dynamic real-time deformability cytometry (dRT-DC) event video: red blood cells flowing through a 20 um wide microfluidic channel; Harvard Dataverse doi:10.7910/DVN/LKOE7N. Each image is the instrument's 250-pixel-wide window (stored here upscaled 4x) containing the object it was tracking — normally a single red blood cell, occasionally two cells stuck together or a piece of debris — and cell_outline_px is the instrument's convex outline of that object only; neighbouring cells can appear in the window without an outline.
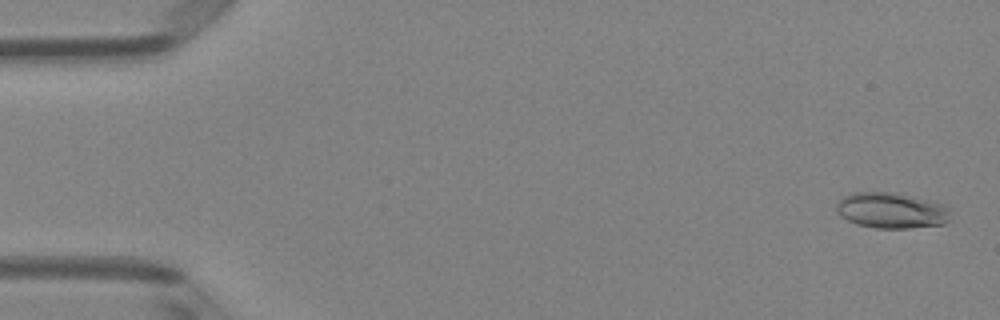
{"species": "Egyptian fruit bat (a non-hibernating species)", "species_latin": "Rousettus aegyptiacus", "temperature_condition": "room temperature", "stored_images_in_passage": 50, "camera_frame_rate_fps": 3000, "um_per_image_px": 0.085, "animal": {"sex": "female"}, "frame": {"image": 1, "passage_image": 2, "time_ms": 0.333, "image_size_px": [1000, 320], "cell_outline_px": [[948, 220], [944, 224], [908, 228], [876, 228], [856, 224], [848, 220], [836, 212], [836, 204], [844, 196], [852, 192], [888, 192], [924, 200], [940, 204], [948, 208]], "centroid_in_image_um": [75.69, 17.9], "position_along_channel_um": 9.3, "area_um2": 23.18}}
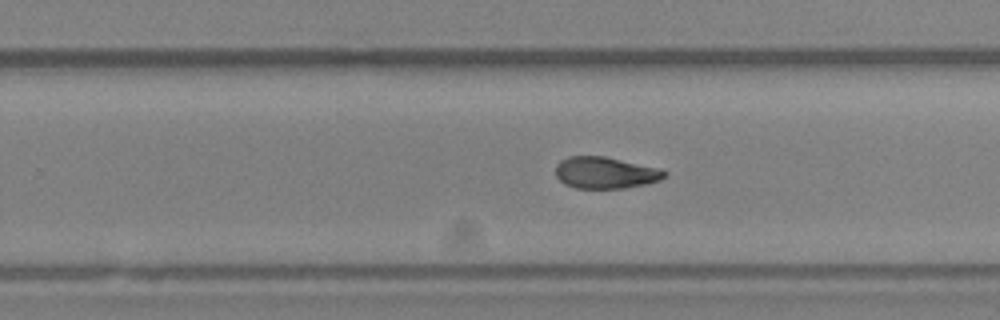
{"frame": {"image": 2, "passage_image": 32, "time_ms": 10.333, "image_size_px": [1000, 320], "cell_outline_px": [[668, 172], [660, 180], [648, 184], [624, 188], [576, 188], [564, 184], [556, 176], [556, 164], [560, 160], [568, 156], [604, 156], [664, 168]], "centroid_in_image_um": [51.49, 14.67], "position_along_channel_um": 278.3, "area_um2": 20.4}}
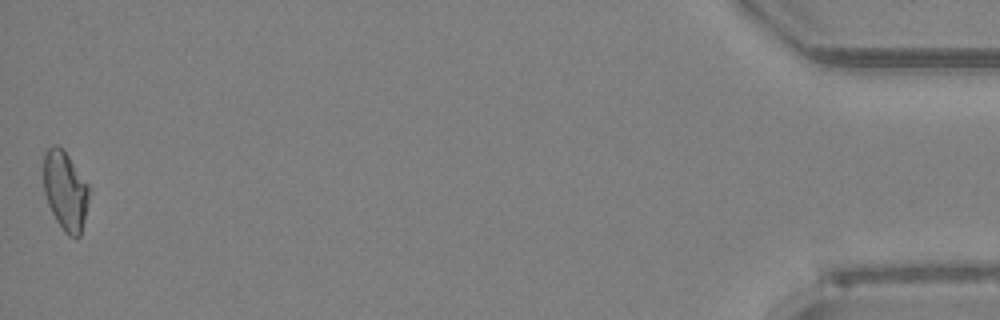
{"frame": {"image": 3, "passage_image": 50, "time_ms": 16.333, "image_size_px": [1000, 320], "cell_outline_px": [[88, 200], [84, 220], [80, 236], [68, 236], [64, 232], [56, 220], [48, 204], [44, 192], [44, 152], [52, 144], [56, 144], [64, 148], [88, 184]], "centroid_in_image_um": [5.53, 16.16], "position_along_channel_um": 429.7, "area_um2": 20.98}, "authors_computed_cell_mechanics": {"area_um2": 20.8658, "velocity_mm_per_s": 4.0835, "shape_relaxation_time_tau1_ms": null, "shape_relaxation_time_tau2_ms": 3.3179, "deformation_change_tau1": null, "deformation_change_tau2": 0.0919}}